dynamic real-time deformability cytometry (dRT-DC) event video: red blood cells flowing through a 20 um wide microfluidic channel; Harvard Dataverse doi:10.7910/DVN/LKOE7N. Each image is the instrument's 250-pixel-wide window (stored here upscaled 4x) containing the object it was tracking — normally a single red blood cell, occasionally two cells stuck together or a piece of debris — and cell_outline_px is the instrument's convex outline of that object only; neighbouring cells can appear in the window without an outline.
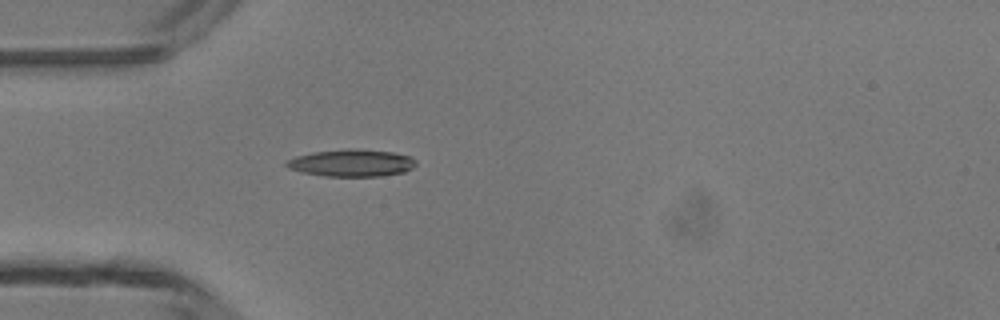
{"species": "common noctule bat (a hibernating species)", "species_latin": "Nyctalus noctula", "temperature_condition": "room temperature", "stored_images_in_passage": 3, "camera_frame_rate_fps": 3000, "um_per_image_px": 0.085, "animal": {"sex": "male", "body_mass_g": 13.3}, "frame": {"image": 1, "passage_image": 3, "time_ms": 3.333, "image_size_px": [1000, 320], "cell_outline_px": [[416, 164], [412, 168], [404, 172], [380, 176], [324, 176], [304, 172], [288, 168], [284, 164], [284, 160], [296, 156], [312, 152], [348, 148], [356, 148], [392, 152], [408, 156], [416, 160]], "centroid_in_image_um": [29.85, 13.84], "position_along_channel_um": 55.1, "area_um2": 20.58}}